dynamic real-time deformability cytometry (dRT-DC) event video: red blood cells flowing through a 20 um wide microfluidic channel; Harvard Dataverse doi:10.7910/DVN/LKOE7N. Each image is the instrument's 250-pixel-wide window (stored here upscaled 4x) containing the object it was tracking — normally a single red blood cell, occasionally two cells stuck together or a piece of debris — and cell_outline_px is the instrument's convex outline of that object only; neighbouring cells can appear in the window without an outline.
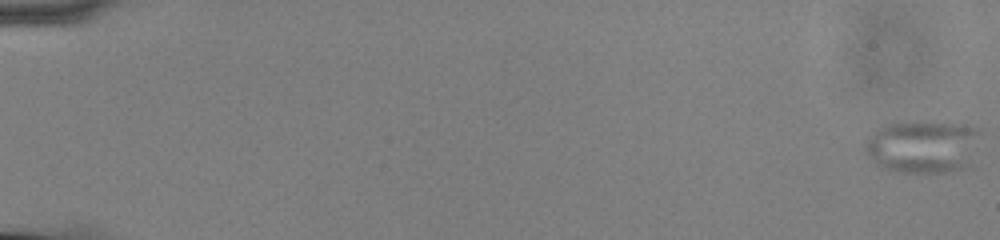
{"species": "common noctule bat (a hibernating species)", "species_latin": "Nyctalus noctula", "temperature_condition": "cold", "stored_images_in_passage": 58, "camera_frame_rate_fps": 3000, "um_per_image_px": 0.085, "animal": {"sex": "male", "body_mass_g": 13.0, "forearm_length_mm": 53.1}, "frame": {"image": 1, "passage_image": 1, "time_ms": 0.0, "image_size_px": [1000, 240], "cell_outline_px": [[980, 128], [972, 168], [944, 172], [904, 172], [884, 168], [876, 164], [864, 152], [864, 144], [868, 136], [876, 128], [888, 124], [920, 120], [956, 124]], "centroid_in_image_um": [78.45, 12.46], "position_along_channel_um": 6.6, "area_um2": 36.13}}
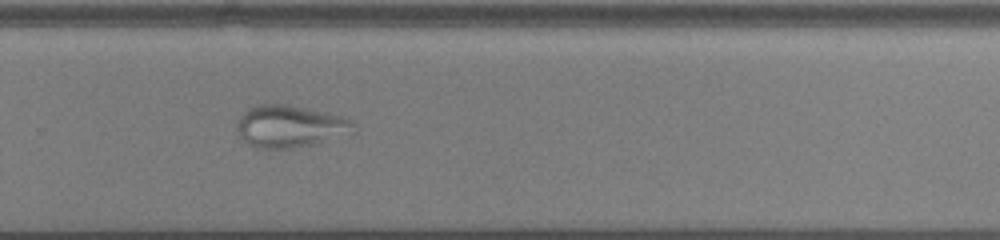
{"frame": {"image": 2, "passage_image": 41, "time_ms": 13.333, "image_size_px": [1000, 240], "cell_outline_px": [[352, 124], [320, 140], [308, 144], [288, 148], [256, 148], [248, 144], [240, 136], [236, 128], [236, 124], [240, 116], [248, 108], [256, 104], [288, 104], [324, 112], [340, 116], [348, 120]], "centroid_in_image_um": [24.35, 10.69], "position_along_channel_um": 305.5, "area_um2": 26.76}}
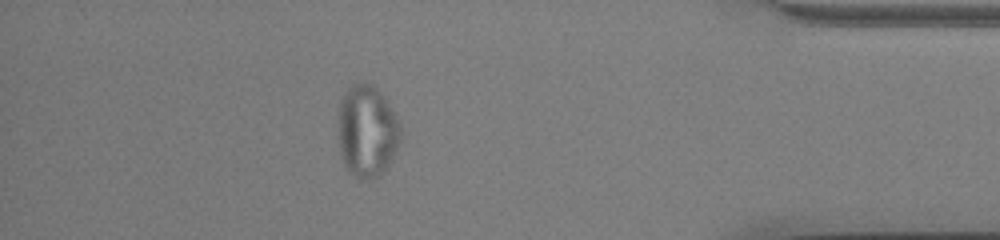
{"frame": {"image": 3, "passage_image": 52, "time_ms": 17.0, "image_size_px": [1000, 240], "cell_outline_px": [[400, 140], [396, 152], [380, 176], [372, 180], [360, 180], [348, 172], [344, 168], [340, 156], [336, 136], [340, 100], [344, 92], [356, 80], [372, 84], [380, 92], [396, 116], [400, 124]], "centroid_in_image_um": [31.14, 11.17], "position_along_channel_um": 404.1, "area_um2": 34.45}}